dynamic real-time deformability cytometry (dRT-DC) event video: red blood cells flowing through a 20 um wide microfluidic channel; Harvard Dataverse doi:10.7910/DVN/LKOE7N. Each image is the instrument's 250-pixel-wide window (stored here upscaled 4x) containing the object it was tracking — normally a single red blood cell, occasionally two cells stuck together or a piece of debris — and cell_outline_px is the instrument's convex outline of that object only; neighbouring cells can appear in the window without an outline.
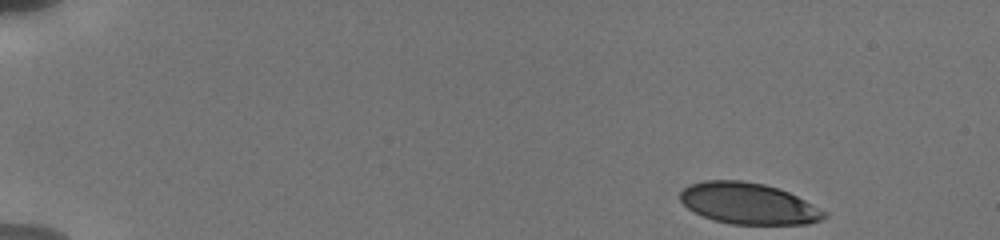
{"species": "human", "species_latin": "Homo sapiens", "temperature_condition": "cold", "stored_images_in_passage": 25, "camera_frame_rate_fps": 3000, "um_per_image_px": 0.085, "donor": {"sex": "male"}, "frame": {"image": 1, "passage_image": 1, "time_ms": 0.0, "image_size_px": [1000, 240], "cell_outline_px": [[828, 216], [820, 220], [808, 224], [732, 224], [712, 220], [692, 212], [680, 200], [680, 192], [688, 184], [704, 180], [744, 180], [764, 184], [780, 188], [828, 212]], "centroid_in_image_um": [63.6, 17.29], "position_along_channel_um": 21.4, "area_um2": 34.91}}
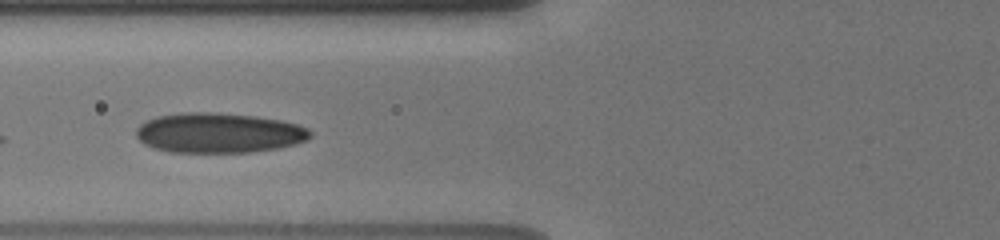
{"frame": {"image": 2, "passage_image": 15, "time_ms": 5.667, "image_size_px": [1000, 240], "cell_outline_px": [[312, 136], [308, 140], [296, 144], [280, 148], [248, 152], [168, 152], [152, 148], [144, 144], [136, 136], [136, 128], [140, 124], [148, 120], [160, 116], [184, 112], [212, 112], [256, 116], [280, 120], [296, 124], [308, 128], [312, 132]], "centroid_in_image_um": [18.62, 11.3], "position_along_channel_um": 107.2, "area_um2": 40.75}}
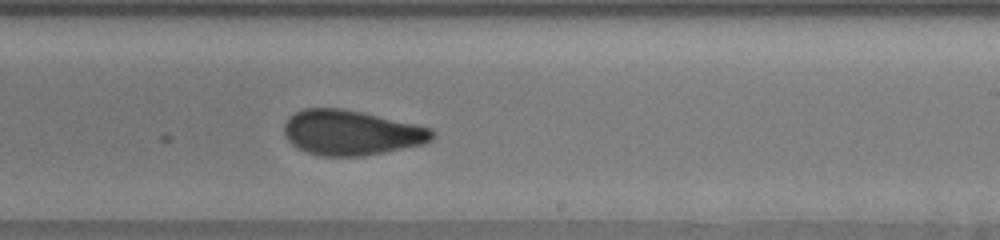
{"frame": {"image": 3, "passage_image": 25, "time_ms": 9.667, "image_size_px": [1000, 240], "cell_outline_px": [[436, 136], [432, 140], [424, 144], [364, 156], [320, 156], [308, 152], [292, 144], [284, 136], [284, 124], [288, 116], [304, 108], [344, 108], [416, 124], [432, 128], [436, 132]], "centroid_in_image_um": [29.87, 11.27], "position_along_channel_um": 259.1, "area_um2": 39.07}}